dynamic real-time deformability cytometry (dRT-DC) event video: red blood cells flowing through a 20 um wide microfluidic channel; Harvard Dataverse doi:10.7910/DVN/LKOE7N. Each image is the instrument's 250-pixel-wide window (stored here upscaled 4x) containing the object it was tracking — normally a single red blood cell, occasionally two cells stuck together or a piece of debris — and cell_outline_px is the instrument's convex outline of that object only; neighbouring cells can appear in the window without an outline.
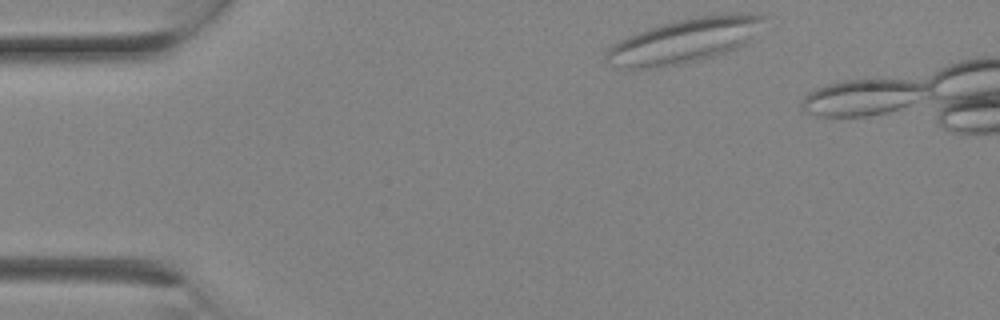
{"species": "Egyptian fruit bat (a non-hibernating species)", "species_latin": "Rousettus aegyptiacus", "temperature_condition": "room temperature", "stored_images_in_passage": 3, "camera_frame_rate_fps": 3000, "um_per_image_px": 0.085, "animal": {"sex": "female"}, "frame": {"image": 1, "passage_image": 1, "time_ms": 0.0, "image_size_px": [1000, 320], "cell_outline_px": [[764, 16], [744, 40], [736, 48], [712, 56], [676, 64], [656, 68], [628, 68], [608, 64], [604, 60], [604, 56], [608, 48], [612, 44], [628, 36], [648, 28], [696, 16], [736, 12], [756, 12]], "centroid_in_image_um": [58.03, 3.45], "position_along_channel_um": 27.0, "area_um2": 39.54}}